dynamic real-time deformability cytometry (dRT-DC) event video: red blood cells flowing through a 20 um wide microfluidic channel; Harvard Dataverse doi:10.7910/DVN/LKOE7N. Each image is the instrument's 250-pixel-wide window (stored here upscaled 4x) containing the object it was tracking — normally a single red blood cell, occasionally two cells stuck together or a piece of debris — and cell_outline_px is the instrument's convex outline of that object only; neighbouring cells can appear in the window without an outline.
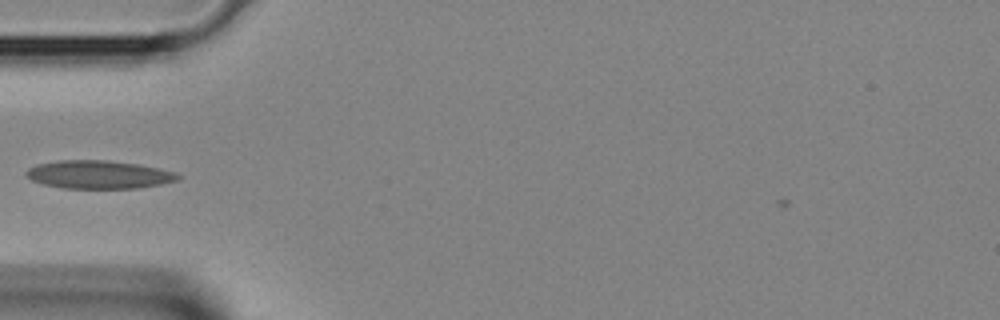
{"species": "Egyptian fruit bat (a non-hibernating species)", "species_latin": "Rousettus aegyptiacus", "temperature_condition": "room temperature", "stored_images_in_passage": 4, "camera_frame_rate_fps": 3000, "um_per_image_px": 0.085, "animal": {"sex": "female"}, "frame": {"image": 1, "passage_image": 4, "time_ms": 1.0, "image_size_px": [1000, 320], "cell_outline_px": [[180, 180], [160, 184], [136, 188], [60, 188], [44, 184], [32, 180], [24, 172], [28, 168], [36, 164], [60, 160], [104, 160], [136, 164], [156, 168], [172, 172], [180, 176]], "centroid_in_image_um": [8.34, 14.84], "position_along_channel_um": 76.7, "area_um2": 24.62}}